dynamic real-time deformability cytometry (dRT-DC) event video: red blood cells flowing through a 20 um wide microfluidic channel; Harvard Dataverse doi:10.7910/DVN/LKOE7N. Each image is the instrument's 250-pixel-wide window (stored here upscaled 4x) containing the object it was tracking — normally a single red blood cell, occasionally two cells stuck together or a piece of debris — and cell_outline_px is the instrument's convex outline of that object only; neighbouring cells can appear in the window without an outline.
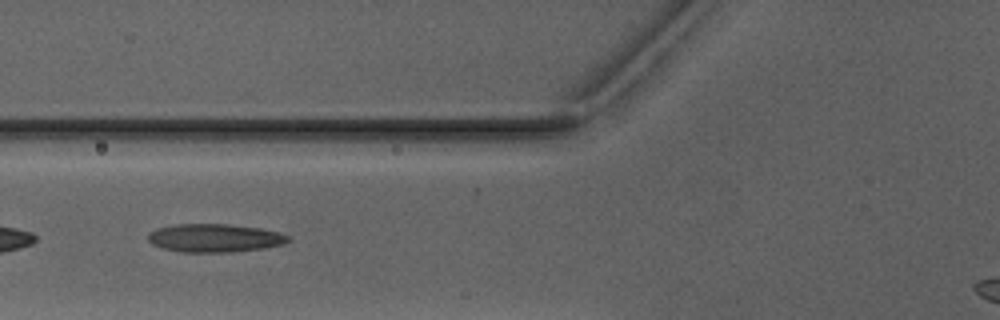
{"species": "Egyptian fruit bat (a non-hibernating species)", "species_latin": "Rousettus aegyptiacus", "temperature_condition": "warm", "stored_images_in_passage": 6, "camera_frame_rate_fps": 3000, "um_per_image_px": 0.085, "animal": {"sex": "male"}, "frame": {"image": 1, "passage_image": 5, "time_ms": 5.0, "image_size_px": [1000, 320], "cell_outline_px": [[292, 240], [284, 244], [264, 248], [228, 252], [180, 252], [160, 248], [152, 244], [148, 240], [148, 232], [156, 228], [172, 224], [228, 224], [260, 228], [280, 232], [288, 236]], "centroid_in_image_um": [18.22, 20.23], "position_along_channel_um": 107.6, "area_um2": 23.35}}
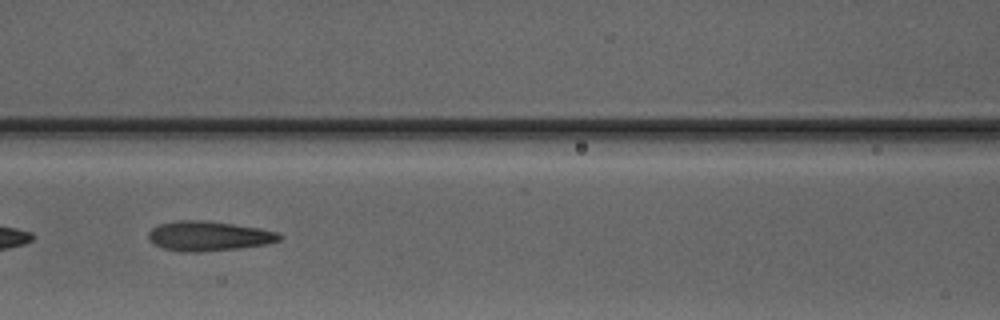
{"frame": {"image": 2, "passage_image": 6, "time_ms": 6.0, "image_size_px": [1000, 320], "cell_outline_px": [[280, 240], [268, 244], [240, 248], [196, 252], [184, 252], [164, 248], [148, 240], [148, 232], [152, 228], [160, 224], [176, 220], [204, 220], [260, 228], [276, 232], [280, 236]], "centroid_in_image_um": [17.72, 20.06], "position_along_channel_um": 148.9, "area_um2": 22.54}}